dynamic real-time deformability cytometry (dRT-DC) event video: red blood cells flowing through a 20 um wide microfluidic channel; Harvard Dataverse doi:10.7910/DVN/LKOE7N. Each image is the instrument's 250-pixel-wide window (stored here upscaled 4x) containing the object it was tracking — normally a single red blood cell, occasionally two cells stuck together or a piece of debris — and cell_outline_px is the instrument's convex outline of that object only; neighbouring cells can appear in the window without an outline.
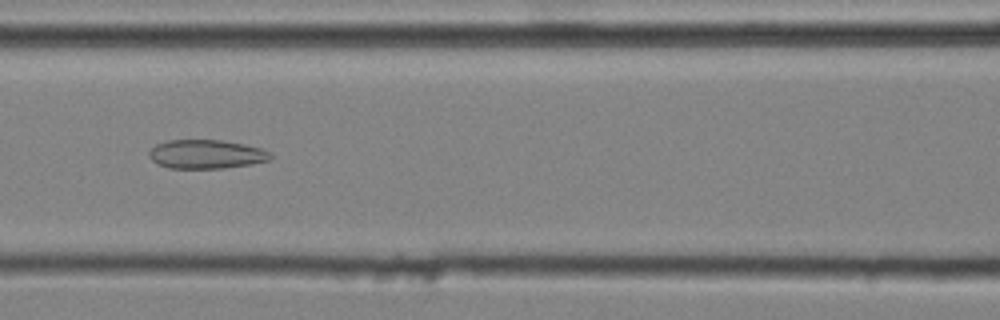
{"species": "common noctule bat (a hibernating species)", "species_latin": "Nyctalus noctula", "temperature_condition": "cold", "stored_images_in_passage": 32, "camera_frame_rate_fps": 3000, "um_per_image_px": 0.085, "animal": {"sex": "male", "body_mass_g": 20.4}, "frame": {"image": 1, "passage_image": 8, "time_ms": 2.333, "image_size_px": [1000, 320], "cell_outline_px": [[272, 156], [268, 160], [252, 164], [224, 168], [168, 168], [152, 160], [148, 156], [148, 152], [156, 144], [168, 140], [220, 140], [244, 144], [264, 148], [272, 152]], "centroid_in_image_um": [17.56, 13.1], "position_along_channel_um": 149.0, "area_um2": 20.52}}
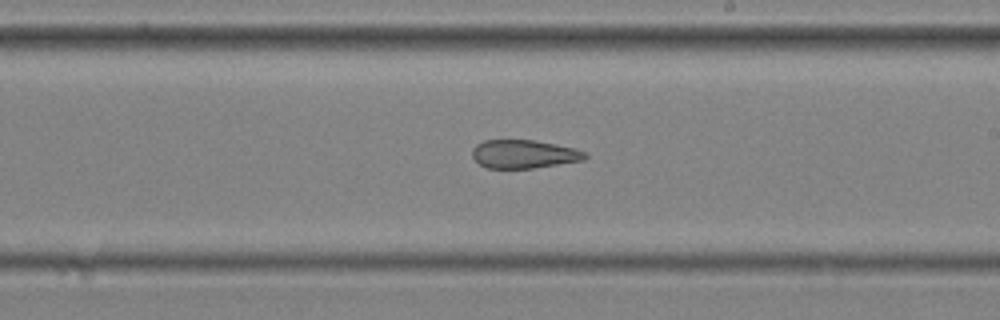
{"frame": {"image": 2, "passage_image": 15, "time_ms": 4.667, "image_size_px": [1000, 320], "cell_outline_px": [[588, 156], [584, 160], [532, 168], [488, 168], [480, 164], [472, 156], [472, 148], [476, 144], [484, 140], [532, 140], [556, 144], [588, 152]], "centroid_in_image_um": [44.53, 13.09], "position_along_channel_um": 244.5, "area_um2": 18.61}}
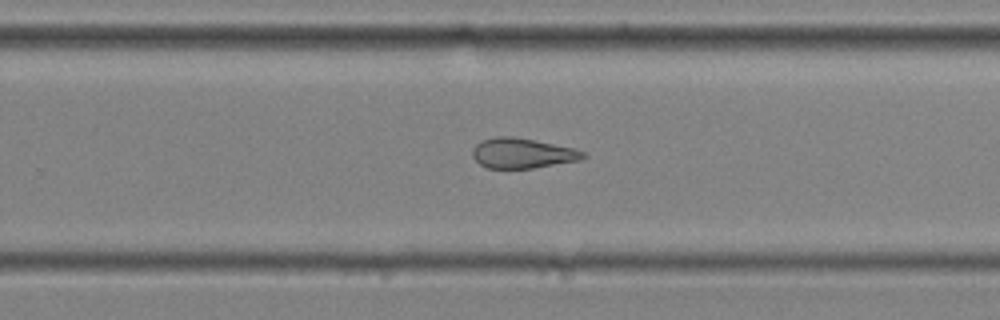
{"frame": {"image": 3, "passage_image": 18, "time_ms": 5.667, "image_size_px": [1000, 320], "cell_outline_px": [[588, 156], [580, 160], [532, 168], [488, 168], [480, 164], [472, 156], [472, 148], [476, 144], [484, 140], [496, 136], [512, 136], [576, 148], [584, 152]], "centroid_in_image_um": [44.41, 13.02], "position_along_channel_um": 285.4, "area_um2": 19.36}, "authors_computed_cell_mechanics": {"area_um2": 20.4901, "velocity_mm_per_s": 4.1005, "shape_relaxation_time_tau1_ms": null, "shape_relaxation_time_tau2_ms": 3.8188, "deformation_change_tau1": null, "deformation_change_tau2": 0.1307}}